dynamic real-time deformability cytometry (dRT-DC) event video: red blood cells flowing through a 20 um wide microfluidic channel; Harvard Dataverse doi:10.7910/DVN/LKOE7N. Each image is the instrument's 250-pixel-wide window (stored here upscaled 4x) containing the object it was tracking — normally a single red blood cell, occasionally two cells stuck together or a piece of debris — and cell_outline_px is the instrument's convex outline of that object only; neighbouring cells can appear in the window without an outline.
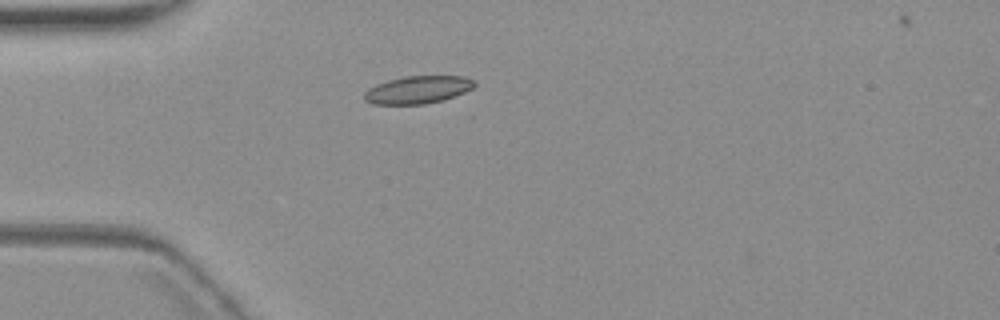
{"species": "common noctule bat (a hibernating species)", "species_latin": "Nyctalus noctula", "temperature_condition": "warm", "stored_images_in_passage": 5, "camera_frame_rate_fps": 3000, "um_per_image_px": 0.085, "animal": {"sex": "female", "body_mass_g": 19.3, "forearm_length_mm": 54.1}, "frame": {"image": 1, "passage_image": 4, "time_ms": 4.0, "image_size_px": [1000, 320], "cell_outline_px": [[476, 84], [472, 88], [464, 92], [444, 100], [424, 104], [372, 104], [364, 100], [364, 92], [368, 88], [376, 84], [388, 80], [404, 76], [464, 76], [472, 80]], "centroid_in_image_um": [35.48, 7.63], "position_along_channel_um": 49.5, "area_um2": 17.74}}